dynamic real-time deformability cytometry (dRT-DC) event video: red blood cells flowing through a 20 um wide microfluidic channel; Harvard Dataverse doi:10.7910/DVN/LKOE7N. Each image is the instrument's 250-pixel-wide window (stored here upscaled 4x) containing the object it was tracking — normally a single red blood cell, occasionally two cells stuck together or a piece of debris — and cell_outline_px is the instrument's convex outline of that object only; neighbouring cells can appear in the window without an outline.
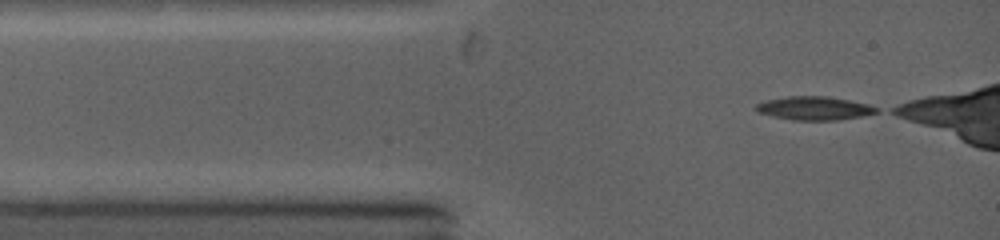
{"species": "common noctule bat (a hibernating species)", "species_latin": "Nyctalus noctula", "temperature_condition": "warm", "stored_images_in_passage": 16, "camera_frame_rate_fps": 5000, "um_per_image_px": 0.085, "animal": {"sex": "female", "body_mass_g": 19.0, "forearm_length_mm": 53.3}, "frame": {"image": 1, "passage_image": 1, "time_ms": 0.0, "image_size_px": [1000, 240], "cell_outline_px": [[880, 112], [864, 116], [836, 120], [792, 120], [772, 116], [756, 112], [756, 104], [768, 100], [788, 96], [824, 96], [848, 100], [868, 104], [880, 108]], "centroid_in_image_um": [69.25, 9.21], "position_along_channel_um": 15.7, "area_um2": 16.53}}
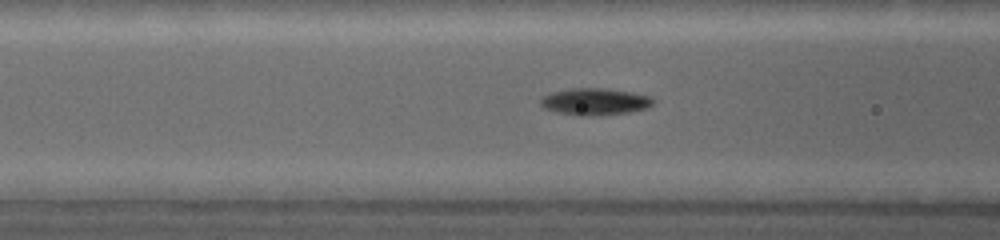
{"frame": {"image": 2, "passage_image": 13, "time_ms": 3.0, "image_size_px": [1000, 240], "cell_outline_px": [[652, 104], [644, 108], [632, 112], [600, 116], [576, 116], [556, 112], [544, 108], [540, 104], [540, 100], [544, 96], [556, 92], [580, 88], [592, 88], [624, 92], [648, 96], [652, 100]], "centroid_in_image_um": [50.51, 8.69], "position_along_channel_um": 116.1, "area_um2": 17.05}}